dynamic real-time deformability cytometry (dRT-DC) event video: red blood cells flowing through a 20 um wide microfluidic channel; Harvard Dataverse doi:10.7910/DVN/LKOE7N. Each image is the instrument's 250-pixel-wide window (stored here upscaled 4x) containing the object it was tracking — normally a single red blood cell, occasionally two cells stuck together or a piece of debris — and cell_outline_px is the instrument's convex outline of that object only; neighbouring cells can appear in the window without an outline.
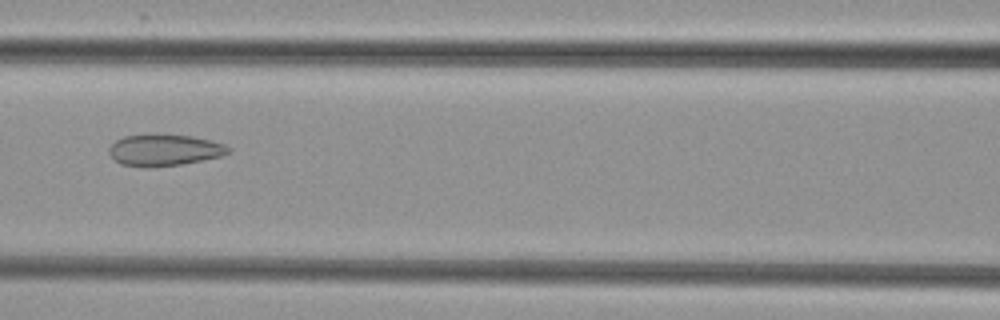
{"species": "common noctule bat (a hibernating species)", "species_latin": "Nyctalus noctula", "temperature_condition": "cold", "stored_images_in_passage": 8, "camera_frame_rate_fps": 3000, "um_per_image_px": 0.085, "animal": {"sex": "female", "body_mass_g": 29.2, "forearm_length_mm": 56.3}, "frame": {"image": 1, "passage_image": 6, "time_ms": 6.0, "image_size_px": [1000, 320], "cell_outline_px": [[232, 152], [220, 156], [180, 164], [120, 164], [108, 152], [108, 148], [116, 140], [124, 136], [192, 136], [224, 144], [232, 148]], "centroid_in_image_um": [14.03, 12.73], "position_along_channel_um": 152.6, "area_um2": 20.46}}
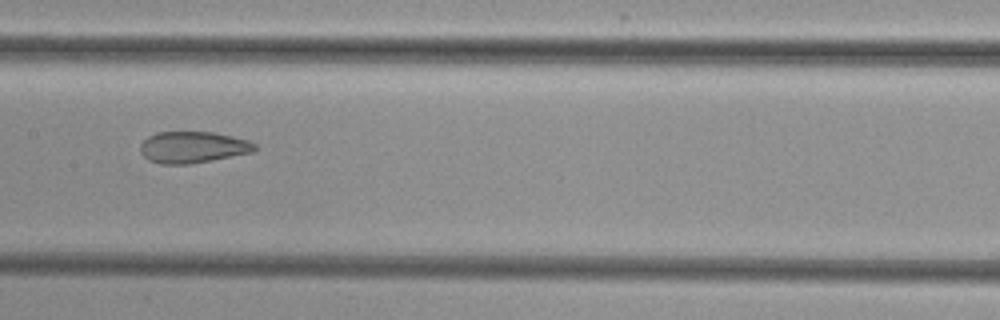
{"frame": {"image": 2, "passage_image": 7, "time_ms": 7.0, "image_size_px": [1000, 320], "cell_outline_px": [[256, 148], [252, 152], [212, 160], [188, 164], [160, 164], [148, 160], [140, 152], [140, 144], [148, 136], [156, 132], [212, 132], [232, 136], [248, 140], [256, 144]], "centroid_in_image_um": [16.36, 12.51], "position_along_channel_um": 191.0, "area_um2": 20.98}}
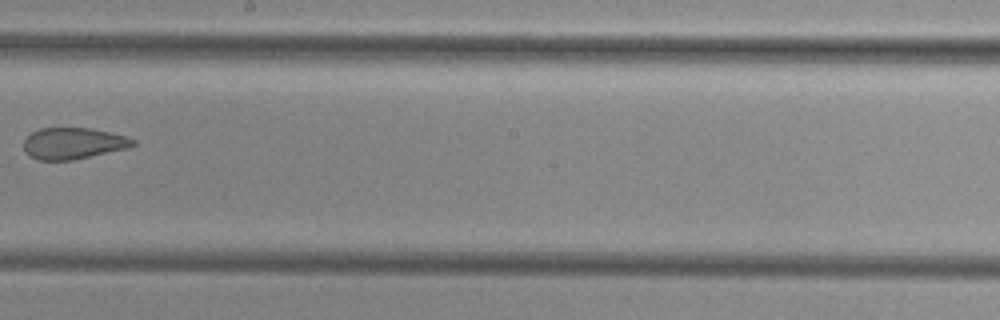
{"frame": {"image": 3, "passage_image": 8, "time_ms": 8.333, "image_size_px": [1000, 320], "cell_outline_px": [[136, 144], [128, 148], [72, 160], [36, 160], [28, 156], [24, 148], [24, 140], [32, 132], [40, 128], [92, 128], [124, 136], [136, 140]], "centroid_in_image_um": [6.2, 12.19], "position_along_channel_um": 242.0, "area_um2": 19.94}}